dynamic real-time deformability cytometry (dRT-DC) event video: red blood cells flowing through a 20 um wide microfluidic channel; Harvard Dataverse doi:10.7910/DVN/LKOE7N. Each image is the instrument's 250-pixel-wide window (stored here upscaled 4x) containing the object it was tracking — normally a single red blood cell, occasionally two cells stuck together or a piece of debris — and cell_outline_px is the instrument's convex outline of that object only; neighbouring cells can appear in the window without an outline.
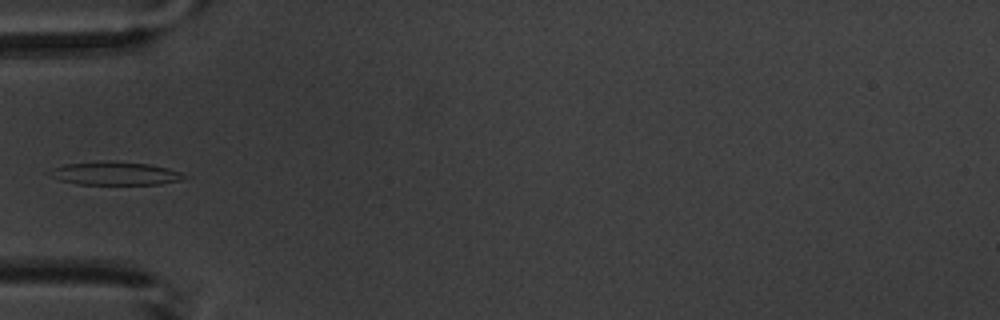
{"species": "common noctule bat (a hibernating species)", "species_latin": "Nyctalus noctula", "temperature_condition": "warm", "stored_images_in_passage": 5, "camera_frame_rate_fps": 3000, "um_per_image_px": 0.085, "animal": {"sex": "male", "body_mass_g": 20.1, "forearm_length_mm": 53.5}, "frame": {"image": 1, "passage_image": 5, "time_ms": 4.667, "image_size_px": [1000, 320], "cell_outline_px": [[188, 176], [180, 180], [160, 184], [76, 184], [60, 180], [44, 172], [52, 168], [64, 164], [108, 160], [112, 160], [148, 164], [168, 168], [180, 172]], "centroid_in_image_um": [9.73, 14.73], "position_along_channel_um": 75.3, "area_um2": 18.38}}